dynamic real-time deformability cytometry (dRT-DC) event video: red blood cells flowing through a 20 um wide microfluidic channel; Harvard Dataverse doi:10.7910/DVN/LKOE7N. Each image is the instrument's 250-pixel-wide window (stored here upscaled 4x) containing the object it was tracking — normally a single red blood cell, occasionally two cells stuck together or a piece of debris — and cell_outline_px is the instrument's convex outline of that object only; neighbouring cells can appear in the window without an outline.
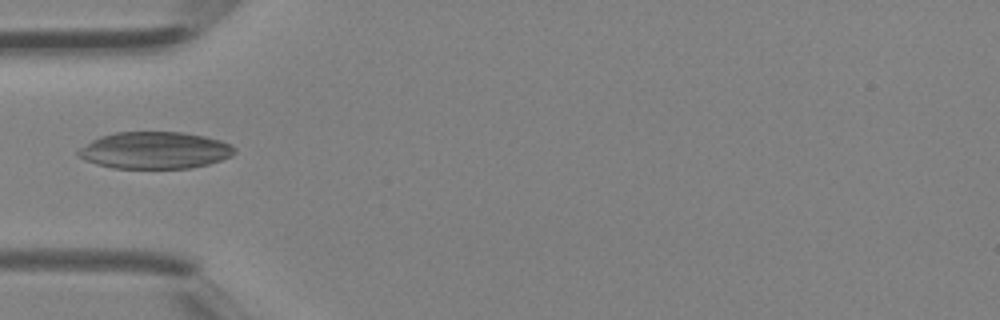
{"species": "Egyptian fruit bat (a non-hibernating species)", "species_latin": "Rousettus aegyptiacus", "temperature_condition": "room temperature", "stored_images_in_passage": 4, "camera_frame_rate_fps": 3000, "um_per_image_px": 0.085, "animal": {"sex": "female"}, "frame": {"image": 1, "passage_image": 4, "time_ms": 1.0, "image_size_px": [1000, 320], "cell_outline_px": [[236, 152], [232, 156], [208, 164], [192, 168], [112, 168], [96, 164], [84, 160], [76, 156], [76, 152], [80, 148], [92, 140], [100, 136], [112, 132], [184, 132], [204, 136], [220, 140], [232, 144], [236, 148]], "centroid_in_image_um": [13.15, 12.77], "position_along_channel_um": 71.8, "area_um2": 33.93}}